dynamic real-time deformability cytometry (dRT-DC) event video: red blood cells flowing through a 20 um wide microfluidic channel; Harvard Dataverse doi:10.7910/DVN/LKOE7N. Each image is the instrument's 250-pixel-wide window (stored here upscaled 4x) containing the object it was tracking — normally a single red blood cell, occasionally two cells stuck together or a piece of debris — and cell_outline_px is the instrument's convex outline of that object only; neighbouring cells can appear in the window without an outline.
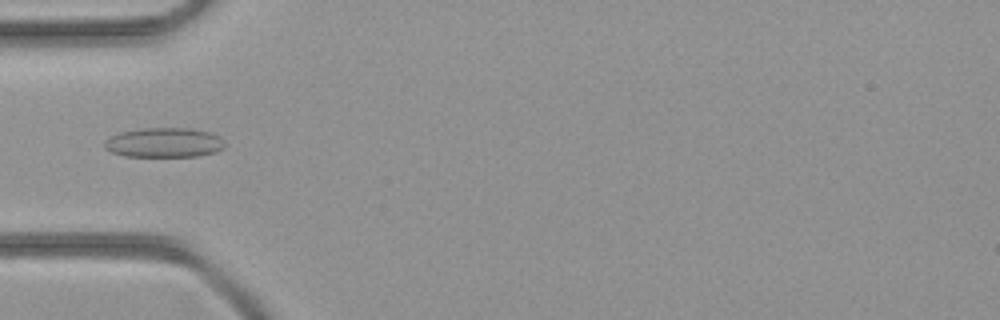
{"species": "common noctule bat (a hibernating species)", "species_latin": "Nyctalus noctula", "temperature_condition": "room temperature", "stored_images_in_passage": 19, "camera_frame_rate_fps": 3000, "um_per_image_px": 0.085, "animal": {"sex": "female", "body_mass_g": 21.9}, "frame": {"image": 1, "passage_image": 14, "time_ms": 4.333, "image_size_px": [1000, 320], "cell_outline_px": [[224, 148], [216, 152], [196, 156], [124, 156], [112, 152], [104, 148], [104, 140], [120, 132], [140, 128], [192, 128], [212, 132], [220, 136], [224, 144]], "centroid_in_image_um": [13.96, 12.11], "position_along_channel_um": 71.0, "area_um2": 20.92}}
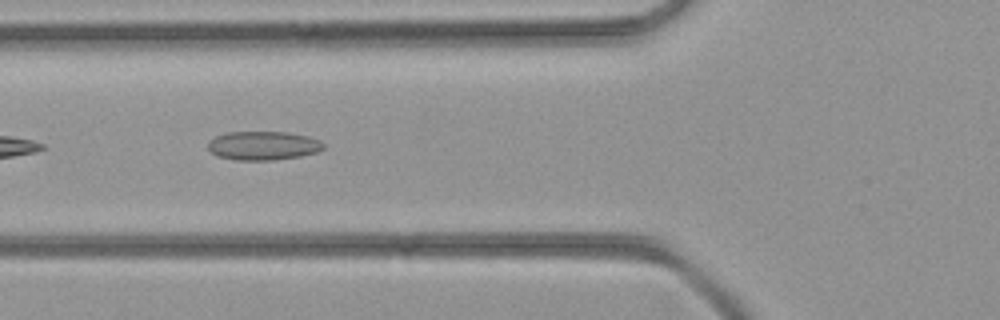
{"frame": {"image": 2, "passage_image": 16, "time_ms": 5.0, "image_size_px": [1000, 320], "cell_outline_px": [[324, 148], [316, 152], [300, 156], [276, 160], [236, 160], [216, 156], [208, 148], [208, 140], [216, 136], [228, 132], [284, 132], [308, 136], [320, 140], [324, 144]], "centroid_in_image_um": [22.35, 12.38], "position_along_channel_um": 103.4, "area_um2": 19.42}}